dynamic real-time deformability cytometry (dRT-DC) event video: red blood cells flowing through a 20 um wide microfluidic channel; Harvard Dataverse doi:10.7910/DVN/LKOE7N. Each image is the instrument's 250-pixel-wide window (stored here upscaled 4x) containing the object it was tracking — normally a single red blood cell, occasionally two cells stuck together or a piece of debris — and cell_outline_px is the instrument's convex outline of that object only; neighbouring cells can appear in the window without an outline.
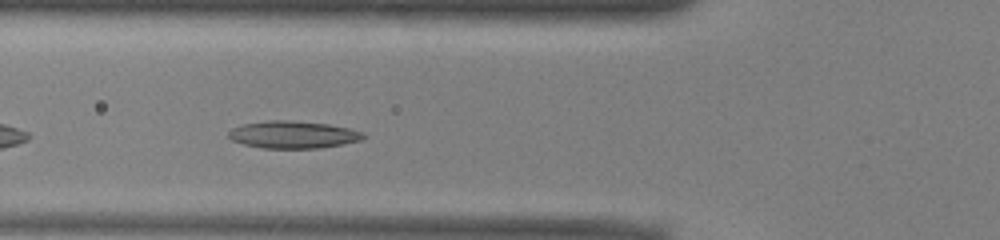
{"species": "common noctule bat (a hibernating species)", "species_latin": "Nyctalus noctula", "temperature_condition": "warm", "stored_images_in_passage": 30, "camera_frame_rate_fps": 3000, "um_per_image_px": 0.085, "animal": {"sex": "male", "body_mass_g": 13.0, "forearm_length_mm": 53.1}, "frame": {"image": 1, "passage_image": 6, "time_ms": 1.667, "image_size_px": [1000, 240], "cell_outline_px": [[368, 136], [360, 140], [320, 148], [264, 148], [244, 144], [232, 140], [228, 136], [228, 132], [232, 128], [244, 124], [268, 120], [288, 120], [328, 124], [348, 128], [364, 132]], "centroid_in_image_um": [24.92, 11.44], "position_along_channel_um": 100.9, "area_um2": 21.33}}
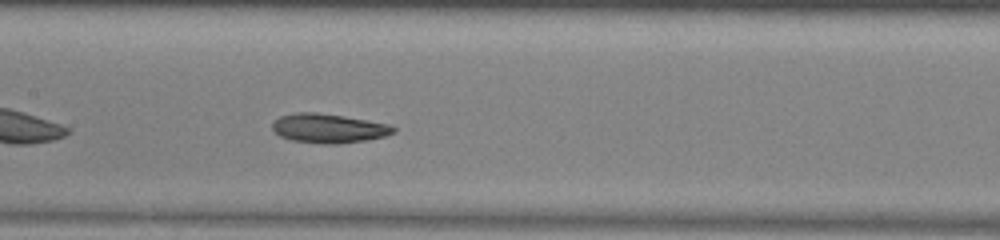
{"frame": {"image": 2, "passage_image": 12, "time_ms": 3.667, "image_size_px": [1000, 240], "cell_outline_px": [[396, 132], [384, 136], [368, 140], [340, 144], [324, 144], [292, 140], [280, 136], [272, 128], [272, 124], [280, 116], [296, 112], [316, 112], [344, 116], [368, 120], [388, 124], [396, 128]], "centroid_in_image_um": [27.95, 10.91], "position_along_channel_um": 179.4, "area_um2": 20.63}}
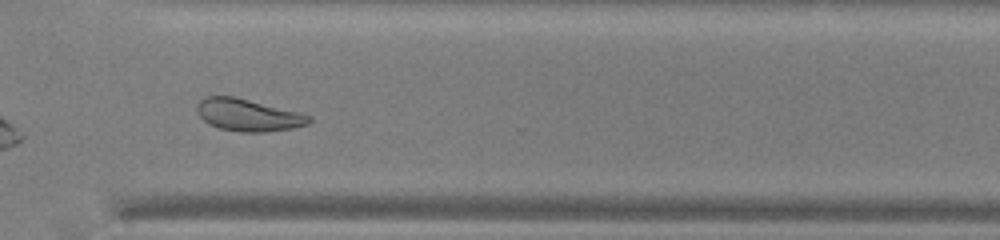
{"frame": {"image": 3, "passage_image": 25, "time_ms": 8.0, "image_size_px": [1000, 240], "cell_outline_px": [[312, 120], [308, 124], [292, 128], [264, 132], [240, 132], [220, 128], [208, 124], [200, 116], [196, 108], [196, 104], [204, 96], [236, 96], [312, 116]], "centroid_in_image_um": [21.06, 9.77], "position_along_channel_um": 349.5, "area_um2": 20.98}, "authors_computed_cell_mechanics": {"area_um2": 20.3745, "velocity_mm_per_s": 3.9262, "shape_relaxation_time_tau1_ms": 9.4925, "shape_relaxation_time_tau2_ms": 4.4548, "deformation_change_tau1": 0.2143, "deformation_change_tau2": 0.1181}}